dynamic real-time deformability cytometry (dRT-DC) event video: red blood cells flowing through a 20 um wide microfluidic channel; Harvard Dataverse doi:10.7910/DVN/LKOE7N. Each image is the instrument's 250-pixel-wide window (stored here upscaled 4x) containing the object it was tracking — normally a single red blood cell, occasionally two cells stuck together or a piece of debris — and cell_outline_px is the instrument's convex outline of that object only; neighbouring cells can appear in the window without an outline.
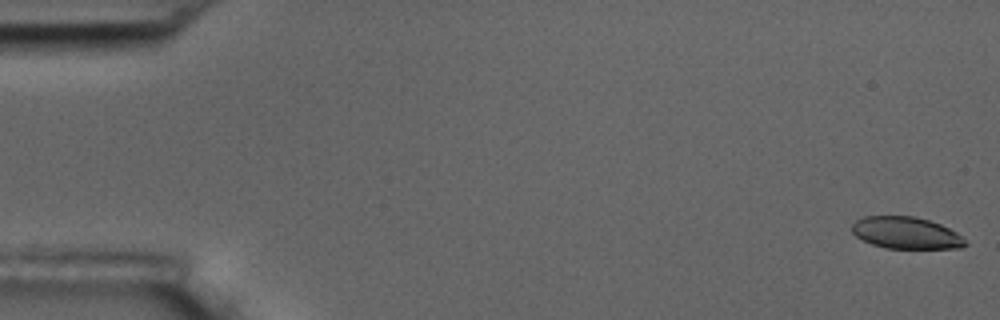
{"species": "common noctule bat (a hibernating species)", "species_latin": "Nyctalus noctula", "temperature_condition": "room temperature", "stored_images_in_passage": 5, "camera_frame_rate_fps": 3000, "um_per_image_px": 0.085, "animal": {"sex": "male", "body_mass_g": 17.5, "forearm_length_mm": 52.3}, "frame": {"image": 1, "passage_image": 1, "time_ms": 0.0, "image_size_px": [1000, 320], "cell_outline_px": [[968, 244], [960, 248], [884, 248], [872, 244], [856, 236], [852, 232], [852, 224], [856, 220], [864, 216], [912, 216], [928, 220], [940, 224], [956, 232]], "centroid_in_image_um": [76.99, 19.79], "position_along_channel_um": 8.0, "area_um2": 20.87}}
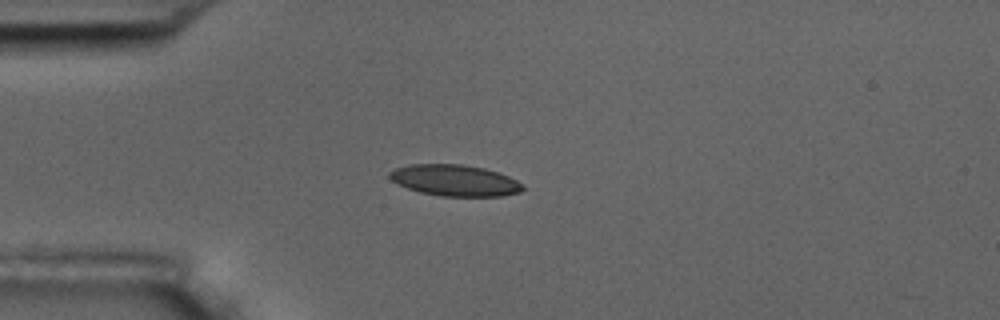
{"frame": {"image": 2, "passage_image": 5, "time_ms": 4.667, "image_size_px": [1000, 320], "cell_outline_px": [[524, 188], [520, 192], [504, 196], [440, 196], [420, 192], [396, 184], [388, 176], [388, 172], [396, 168], [408, 164], [460, 164], [484, 168], [508, 176], [524, 184]], "centroid_in_image_um": [38.64, 15.33], "position_along_channel_um": 46.4, "area_um2": 24.33}}